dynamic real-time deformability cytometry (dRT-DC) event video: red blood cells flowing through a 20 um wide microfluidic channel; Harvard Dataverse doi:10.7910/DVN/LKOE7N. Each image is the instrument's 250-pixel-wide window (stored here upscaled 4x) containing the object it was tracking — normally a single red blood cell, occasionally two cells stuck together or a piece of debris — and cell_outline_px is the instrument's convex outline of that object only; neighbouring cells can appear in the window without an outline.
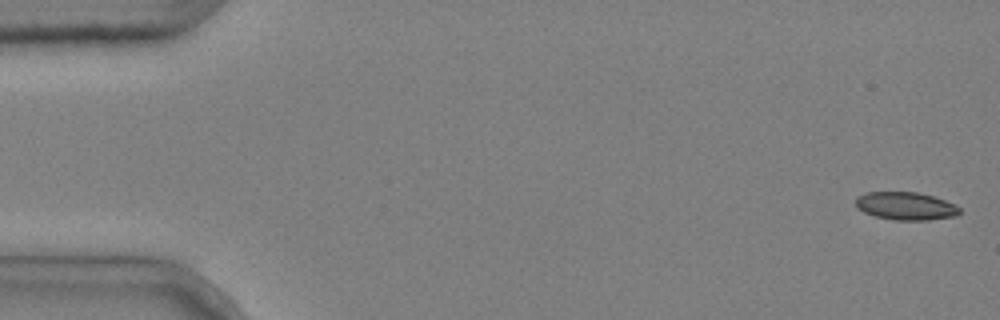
{"species": "common noctule bat (a hibernating species)", "species_latin": "Nyctalus noctula", "temperature_condition": "cold", "stored_images_in_passage": 6, "camera_frame_rate_fps": 3000, "um_per_image_px": 0.085, "animal": {"sex": "male", "body_mass_g": 20.4}, "frame": {"image": 1, "passage_image": 1, "time_ms": 0.0, "image_size_px": [1000, 320], "cell_outline_px": [[960, 212], [956, 216], [928, 220], [892, 220], [876, 216], [864, 212], [856, 208], [856, 196], [864, 192], [916, 192], [932, 196], [944, 200], [960, 208]], "centroid_in_image_um": [76.94, 17.51], "position_along_channel_um": 8.1, "area_um2": 16.88}}
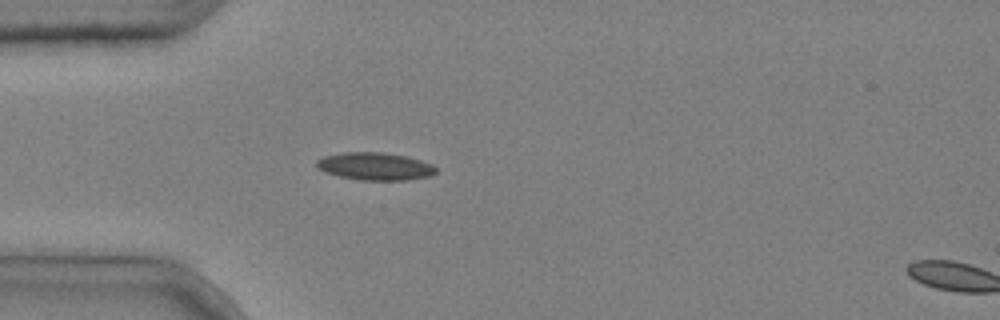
{"frame": {"image": 2, "passage_image": 5, "time_ms": 1.333, "image_size_px": [1000, 320], "cell_outline_px": [[436, 172], [428, 176], [408, 180], [360, 180], [340, 176], [324, 172], [316, 168], [316, 160], [324, 156], [344, 152], [380, 152], [404, 156], [420, 160], [432, 164], [436, 168]], "centroid_in_image_um": [31.84, 14.14], "position_along_channel_um": 53.2, "area_um2": 19.13}}